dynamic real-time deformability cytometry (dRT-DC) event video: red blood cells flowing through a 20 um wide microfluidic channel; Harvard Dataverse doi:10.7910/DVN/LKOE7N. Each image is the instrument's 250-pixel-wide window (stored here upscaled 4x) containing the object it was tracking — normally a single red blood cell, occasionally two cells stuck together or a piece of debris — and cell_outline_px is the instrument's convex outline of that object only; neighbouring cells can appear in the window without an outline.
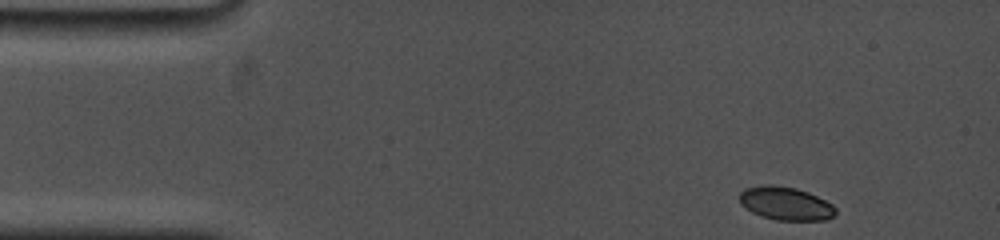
{"species": "common noctule bat (a hibernating species)", "species_latin": "Nyctalus noctula", "temperature_condition": "cold", "stored_images_in_passage": 14, "camera_frame_rate_fps": 5000, "um_per_image_px": 0.085, "animal": {"sex": "female", "body_mass_g": 19.0, "forearm_length_mm": 53.3}, "frame": {"image": 1, "passage_image": 1, "time_ms": 0.0, "image_size_px": [1000, 240], "cell_outline_px": [[836, 212], [828, 220], [776, 220], [760, 216], [752, 212], [740, 204], [740, 192], [744, 188], [764, 184], [772, 184], [796, 188], [808, 192], [832, 204], [836, 208]], "centroid_in_image_um": [66.76, 17.29], "position_along_channel_um": 18.2, "area_um2": 18.73}}
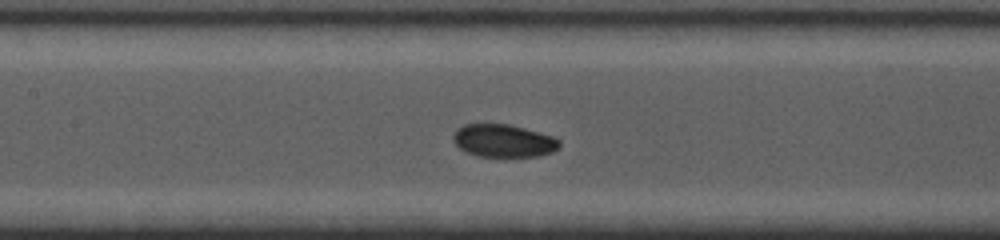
{"frame": {"image": 2, "passage_image": 7, "time_ms": 6.2, "image_size_px": [1000, 240], "cell_outline_px": [[560, 148], [552, 152], [540, 156], [476, 156], [464, 152], [452, 140], [452, 136], [456, 128], [464, 124], [508, 124], [524, 128], [552, 136], [560, 140]], "centroid_in_image_um": [42.77, 11.96], "position_along_channel_um": 164.6, "area_um2": 20.4}}
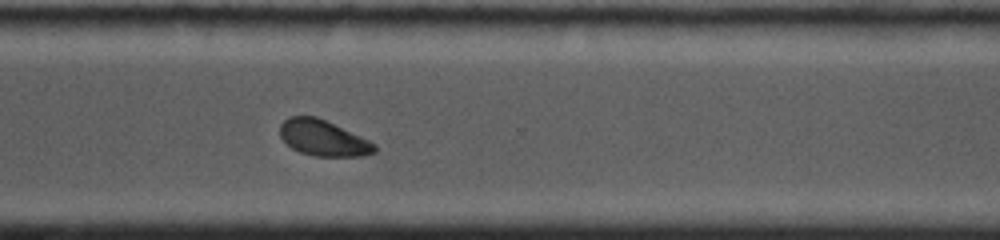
{"frame": {"image": 3, "passage_image": 14, "time_ms": 11.0, "image_size_px": [1000, 240], "cell_outline_px": [[376, 152], [360, 156], [316, 156], [300, 152], [292, 148], [280, 136], [280, 124], [288, 116], [316, 116], [360, 136], [376, 144]], "centroid_in_image_um": [27.45, 11.73], "position_along_channel_um": 343.1, "area_um2": 19.54}}